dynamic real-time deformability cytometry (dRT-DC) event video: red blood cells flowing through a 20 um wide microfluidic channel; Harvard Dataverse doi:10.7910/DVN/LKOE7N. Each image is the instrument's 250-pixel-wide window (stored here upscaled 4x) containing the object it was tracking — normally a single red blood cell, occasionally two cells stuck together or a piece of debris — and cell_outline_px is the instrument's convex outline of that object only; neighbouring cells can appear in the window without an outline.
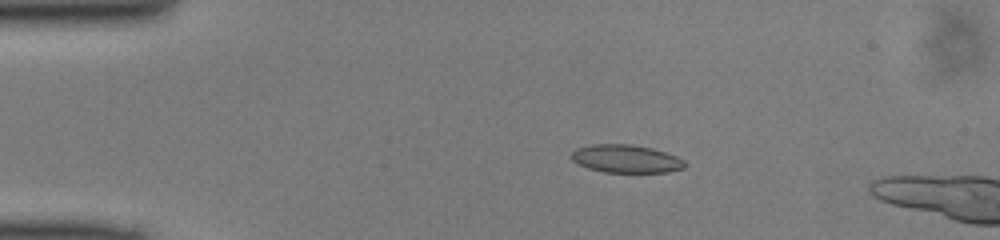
{"species": "common noctule bat (a hibernating species)", "species_latin": "Nyctalus noctula", "temperature_condition": "cold", "stored_images_in_passage": 13, "camera_frame_rate_fps": 3000, "um_per_image_px": 0.085, "animal": {"sex": "male", "body_mass_g": 13.0, "forearm_length_mm": 53.1}, "frame": {"image": 1, "passage_image": 10, "time_ms": 3.0, "image_size_px": [1000, 240], "cell_outline_px": [[684, 168], [668, 172], [604, 172], [588, 168], [572, 160], [568, 156], [576, 148], [592, 144], [632, 144], [652, 148], [676, 156], [684, 160]], "centroid_in_image_um": [53.18, 13.49], "position_along_channel_um": 31.8, "area_um2": 18.5}}